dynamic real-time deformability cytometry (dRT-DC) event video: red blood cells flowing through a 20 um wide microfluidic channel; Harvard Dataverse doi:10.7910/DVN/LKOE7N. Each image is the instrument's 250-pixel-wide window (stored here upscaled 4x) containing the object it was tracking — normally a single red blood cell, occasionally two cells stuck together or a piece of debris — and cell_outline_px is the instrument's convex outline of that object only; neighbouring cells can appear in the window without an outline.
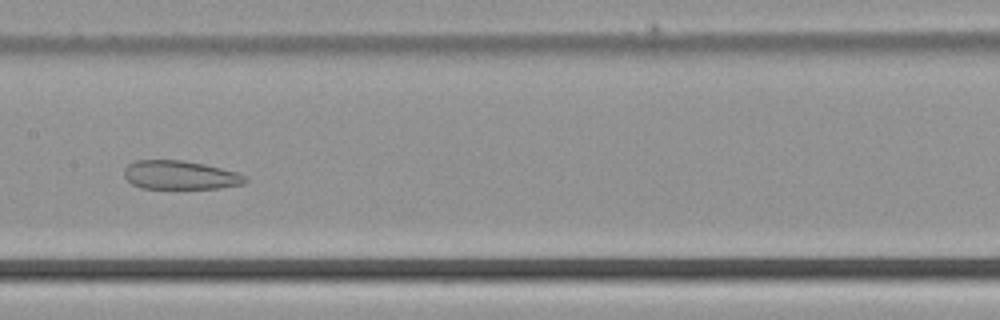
{"species": "common noctule bat (a hibernating species)", "species_latin": "Nyctalus noctula", "temperature_condition": "cold", "stored_images_in_passage": 47, "camera_frame_rate_fps": 3000, "um_per_image_px": 0.085, "animal": {"sex": "male", "body_mass_g": 21.5, "forearm_length_mm": 52.0}, "frame": {"image": 1, "passage_image": 22, "time_ms": 7.0, "image_size_px": [1000, 320], "cell_outline_px": [[248, 180], [244, 184], [220, 188], [140, 188], [132, 184], [124, 176], [124, 168], [128, 164], [136, 160], [180, 160], [204, 164], [236, 172], [248, 176]], "centroid_in_image_um": [15.32, 14.88], "position_along_channel_um": 192.1, "area_um2": 20.29}}
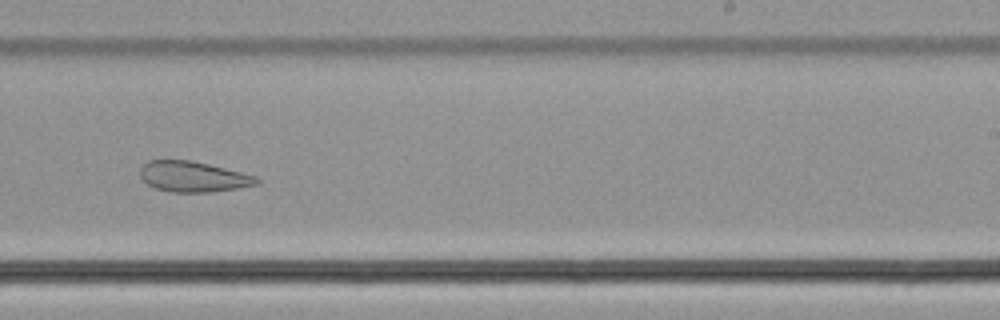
{"frame": {"image": 2, "passage_image": 28, "time_ms": 9.0, "image_size_px": [1000, 320], "cell_outline_px": [[260, 184], [236, 188], [208, 192], [172, 192], [156, 188], [148, 184], [140, 176], [140, 168], [148, 160], [188, 160], [208, 164], [256, 176], [260, 180]], "centroid_in_image_um": [16.41, 15.01], "position_along_channel_um": 272.6, "area_um2": 20.52}}
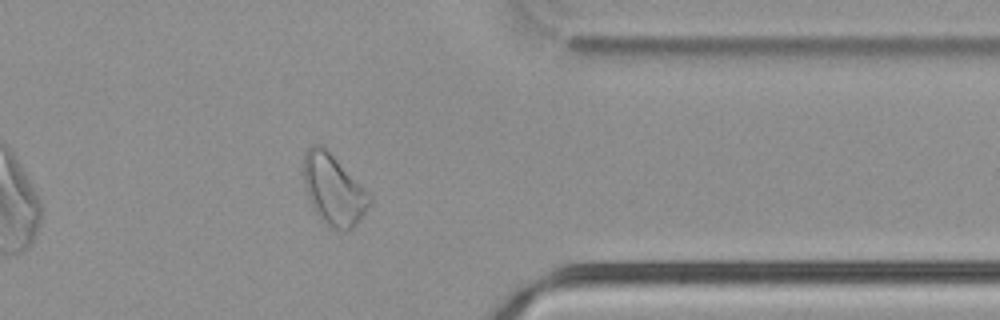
{"frame": {"image": 3, "passage_image": 37, "time_ms": 12.0, "image_size_px": [1000, 320], "cell_outline_px": [[372, 200], [356, 224], [352, 228], [332, 228], [324, 224], [320, 220], [308, 196], [304, 180], [304, 152], [312, 144], [320, 144], [372, 196]], "centroid_in_image_um": [28.33, 16.13], "position_along_channel_um": 383.1, "area_um2": 26.18}}